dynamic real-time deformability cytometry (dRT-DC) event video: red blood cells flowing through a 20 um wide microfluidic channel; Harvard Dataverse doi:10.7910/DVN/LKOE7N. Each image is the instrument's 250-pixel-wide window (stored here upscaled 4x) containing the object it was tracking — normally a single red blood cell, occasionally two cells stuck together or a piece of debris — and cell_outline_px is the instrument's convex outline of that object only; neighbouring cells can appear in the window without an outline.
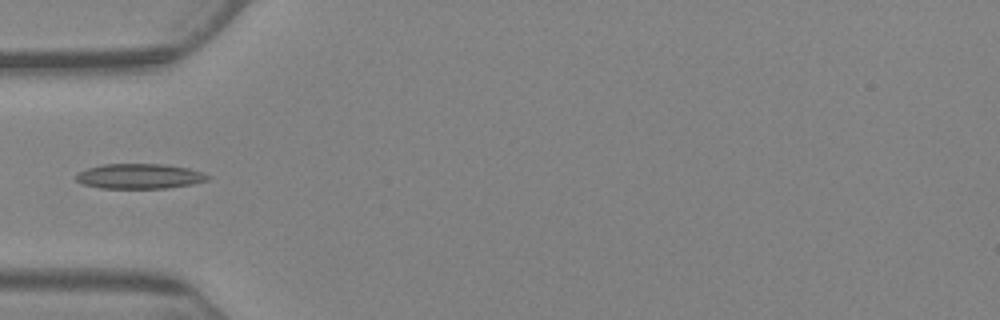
{"species": "Egyptian fruit bat (a non-hibernating species)", "species_latin": "Rousettus aegyptiacus", "temperature_condition": "warm", "stored_images_in_passage": 3, "camera_frame_rate_fps": 3000, "um_per_image_px": 0.085, "animal": {"sex": "female"}, "frame": {"image": 1, "passage_image": 3, "time_ms": 2.333, "image_size_px": [1000, 320], "cell_outline_px": [[212, 176], [208, 180], [192, 184], [168, 188], [100, 188], [84, 184], [76, 180], [76, 176], [80, 172], [88, 168], [100, 164], [164, 164], [188, 168]], "centroid_in_image_um": [11.88, 14.98], "position_along_channel_um": 73.1, "area_um2": 19.13}}